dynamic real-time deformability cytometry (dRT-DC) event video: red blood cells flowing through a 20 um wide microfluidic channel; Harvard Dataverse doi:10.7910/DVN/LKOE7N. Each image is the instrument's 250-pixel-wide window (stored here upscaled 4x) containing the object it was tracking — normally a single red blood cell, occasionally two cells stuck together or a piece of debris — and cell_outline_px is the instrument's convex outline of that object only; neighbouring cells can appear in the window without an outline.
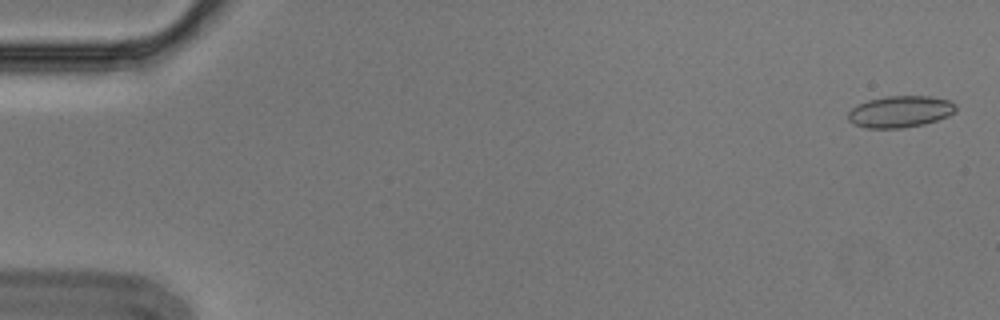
{"species": "Egyptian fruit bat (a non-hibernating species)", "species_latin": "Rousettus aegyptiacus", "temperature_condition": "cold", "stored_images_in_passage": 6, "camera_frame_rate_fps": 3000, "um_per_image_px": 0.085, "animal": {"sex": "male"}, "frame": {"image": 1, "passage_image": 1, "time_ms": 0.0, "image_size_px": [1000, 320], "cell_outline_px": [[956, 112], [948, 116], [924, 124], [904, 128], [868, 128], [852, 124], [848, 120], [848, 112], [852, 108], [868, 100], [888, 96], [928, 96], [948, 100], [956, 104]], "centroid_in_image_um": [76.52, 9.49], "position_along_channel_um": 8.5, "area_um2": 19.83}}
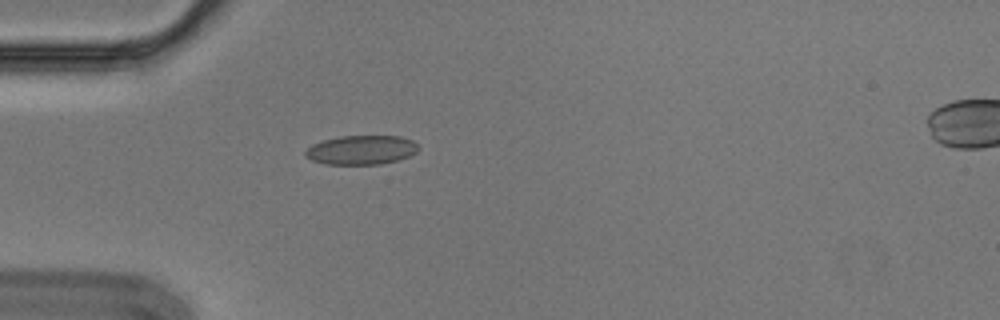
{"frame": {"image": 2, "passage_image": 5, "time_ms": 1.333, "image_size_px": [1000, 320], "cell_outline_px": [[420, 148], [416, 152], [408, 156], [396, 160], [380, 164], [324, 164], [312, 160], [304, 156], [304, 152], [312, 144], [324, 140], [340, 136], [400, 136], [412, 140]], "centroid_in_image_um": [30.69, 12.74], "position_along_channel_um": 54.3, "area_um2": 19.13}}